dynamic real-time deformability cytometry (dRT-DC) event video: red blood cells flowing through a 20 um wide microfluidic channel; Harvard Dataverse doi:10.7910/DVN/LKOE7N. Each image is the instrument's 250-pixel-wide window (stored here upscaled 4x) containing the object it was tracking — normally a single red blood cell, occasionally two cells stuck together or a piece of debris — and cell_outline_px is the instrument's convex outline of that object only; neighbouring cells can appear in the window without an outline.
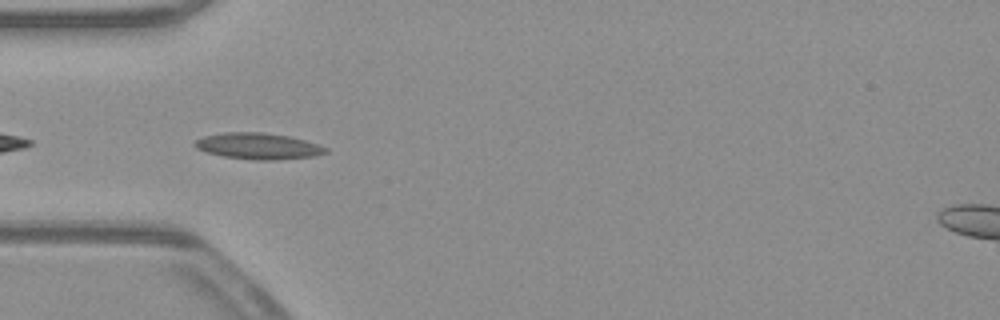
{"species": "common noctule bat (a hibernating species)", "species_latin": "Nyctalus noctula", "temperature_condition": "warm", "stored_images_in_passage": 26, "camera_frame_rate_fps": 3000, "um_per_image_px": 0.085, "animal": {"sex": "male", "body_mass_g": 23.1, "forearm_length_mm": 52.7}, "frame": {"image": 1, "passage_image": 2, "time_ms": 0.333, "image_size_px": [1000, 320], "cell_outline_px": [[328, 152], [312, 156], [276, 160], [252, 160], [224, 156], [208, 152], [196, 148], [192, 144], [196, 140], [204, 136], [224, 132], [260, 132], [288, 136], [304, 140], [328, 148]], "centroid_in_image_um": [21.92, 12.42], "position_along_channel_um": 63.1, "area_um2": 19.83}}
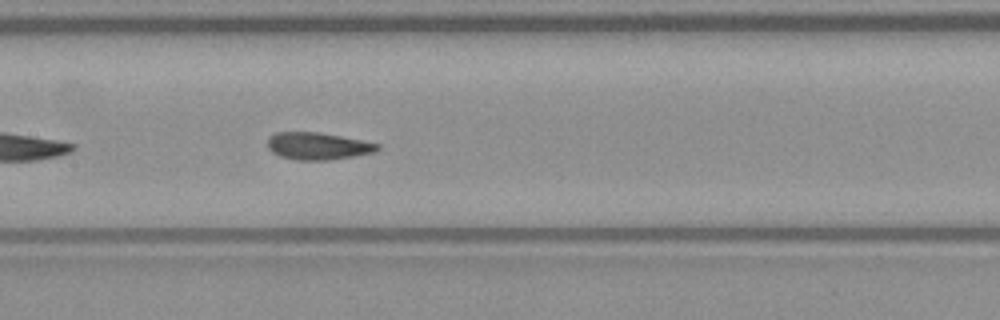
{"frame": {"image": 2, "passage_image": 11, "time_ms": 3.333, "image_size_px": [1000, 320], "cell_outline_px": [[380, 148], [376, 152], [328, 160], [296, 160], [280, 156], [272, 152], [268, 148], [268, 136], [276, 132], [320, 132], [380, 144]], "centroid_in_image_um": [26.99, 12.41], "position_along_channel_um": 180.4, "area_um2": 17.4}}
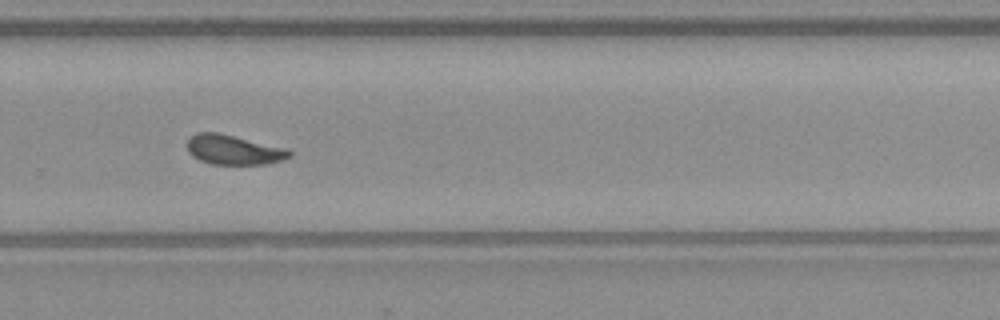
{"frame": {"image": 3, "passage_image": 21, "time_ms": 6.667, "image_size_px": [1000, 320], "cell_outline_px": [[292, 156], [280, 160], [264, 164], [212, 164], [200, 160], [192, 156], [188, 152], [188, 136], [196, 132], [220, 132], [288, 148], [292, 152]], "centroid_in_image_um": [19.85, 12.71], "position_along_channel_um": 310.0, "area_um2": 17.92}, "authors_computed_cell_mechanics": {"area_um2": 17.4845, "velocity_mm_per_s": 3.9293, "shape_relaxation_time_tau1_ms": 5.9458, "shape_relaxation_time_tau2_ms": 1.6674, "deformation_change_tau1": 0.1828, "deformation_change_tau2": 0.0631}}